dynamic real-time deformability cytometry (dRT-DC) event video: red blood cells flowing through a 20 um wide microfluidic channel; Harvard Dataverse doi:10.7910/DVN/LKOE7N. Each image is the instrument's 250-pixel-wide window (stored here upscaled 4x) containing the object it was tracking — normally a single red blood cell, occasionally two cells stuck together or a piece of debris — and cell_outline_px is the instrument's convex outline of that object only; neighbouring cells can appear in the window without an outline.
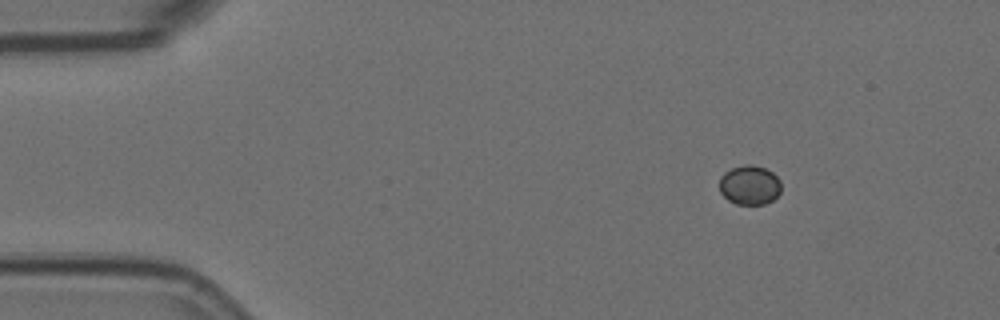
{"species": "Egyptian fruit bat (a non-hibernating species)", "species_latin": "Rousettus aegyptiacus", "temperature_condition": "room temperature", "stored_images_in_passage": 4, "camera_frame_rate_fps": 3000, "um_per_image_px": 0.085, "animal": {"sex": "female"}, "frame": {"image": 1, "passage_image": 1, "time_ms": 0.0, "image_size_px": [1000, 320], "cell_outline_px": [[780, 192], [772, 200], [764, 204], [736, 204], [728, 200], [720, 192], [720, 176], [724, 172], [732, 168], [744, 164], [752, 164], [764, 168], [772, 172], [780, 180]], "centroid_in_image_um": [63.7, 15.72], "position_along_channel_um": 21.3, "area_um2": 14.16}}
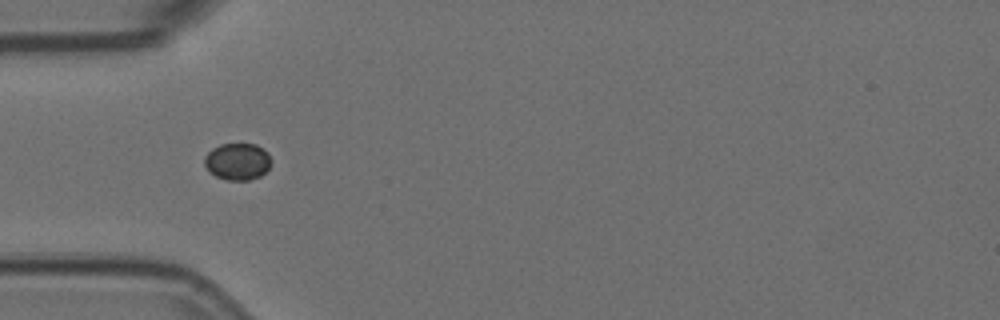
{"frame": {"image": 2, "passage_image": 4, "time_ms": 1.0, "image_size_px": [1000, 320], "cell_outline_px": [[272, 160], [268, 168], [260, 176], [248, 180], [224, 180], [208, 172], [204, 164], [204, 156], [212, 148], [220, 144], [256, 144], [268, 152]], "centroid_in_image_um": [20.17, 13.73], "position_along_channel_um": 64.8, "area_um2": 14.51}}